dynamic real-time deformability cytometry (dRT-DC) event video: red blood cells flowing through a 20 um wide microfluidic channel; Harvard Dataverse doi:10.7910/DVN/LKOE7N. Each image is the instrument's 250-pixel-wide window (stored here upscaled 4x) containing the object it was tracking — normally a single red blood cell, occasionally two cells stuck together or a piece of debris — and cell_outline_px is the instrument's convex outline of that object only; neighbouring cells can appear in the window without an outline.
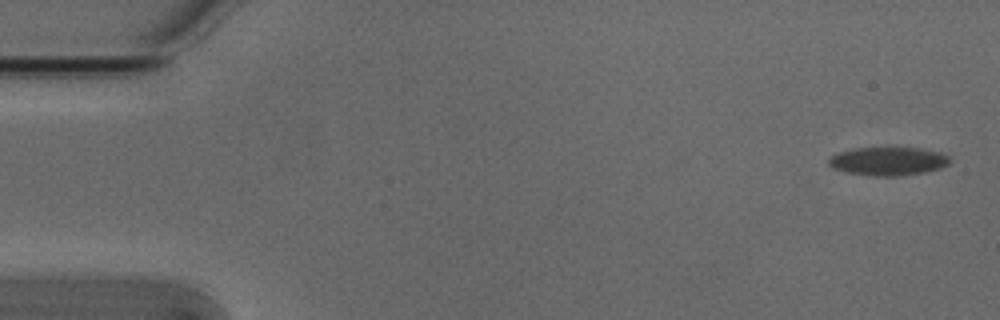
{"species": "Egyptian fruit bat (a non-hibernating species)", "species_latin": "Rousettus aegyptiacus", "temperature_condition": "cold", "stored_images_in_passage": 5, "camera_frame_rate_fps": 3000, "um_per_image_px": 0.085, "animal": {"sex": "male"}, "frame": {"image": 1, "passage_image": 1, "time_ms": 0.0, "image_size_px": [1000, 320], "cell_outline_px": [[952, 160], [948, 164], [940, 168], [924, 172], [896, 176], [872, 176], [844, 172], [832, 168], [828, 164], [828, 156], [836, 152], [856, 148], [884, 144], [920, 148], [940, 152], [948, 156]], "centroid_in_image_um": [75.43, 13.65], "position_along_channel_um": 9.6, "area_um2": 21.15}}
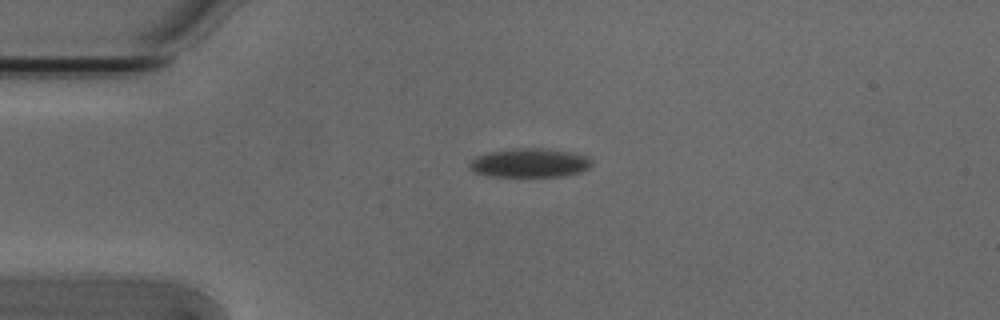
{"frame": {"image": 2, "passage_image": 4, "time_ms": 1.0, "image_size_px": [1000, 320], "cell_outline_px": [[592, 164], [588, 168], [580, 172], [564, 176], [488, 176], [472, 172], [468, 168], [468, 164], [476, 156], [488, 152], [512, 148], [544, 148], [572, 152], [588, 156], [592, 160]], "centroid_in_image_um": [45.0, 13.84], "position_along_channel_um": 40.0, "area_um2": 20.87}}